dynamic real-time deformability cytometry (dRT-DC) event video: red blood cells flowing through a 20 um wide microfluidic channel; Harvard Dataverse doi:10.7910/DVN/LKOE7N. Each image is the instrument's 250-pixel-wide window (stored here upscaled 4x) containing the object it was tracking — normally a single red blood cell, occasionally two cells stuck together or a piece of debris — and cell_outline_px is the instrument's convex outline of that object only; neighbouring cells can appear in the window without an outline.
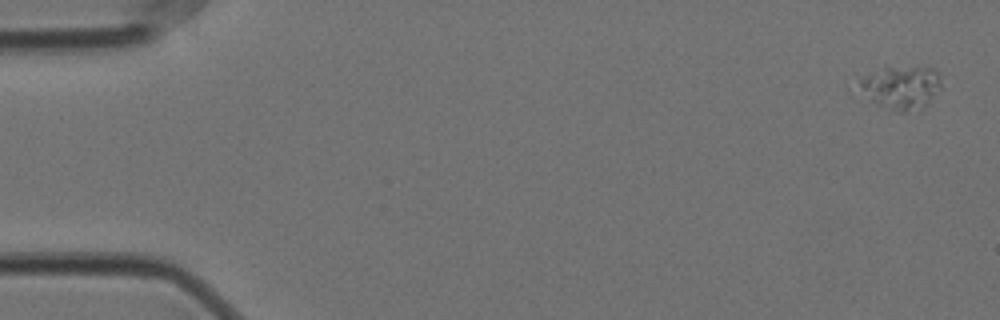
{"species": "Egyptian fruit bat (a non-hibernating species)", "species_latin": "Rousettus aegyptiacus", "temperature_condition": "cold", "stored_images_in_passage": 57, "camera_frame_rate_fps": 3000, "um_per_image_px": 0.085, "animal": {"sex": "female"}, "frame": {"image": 1, "passage_image": 1, "time_ms": 0.0, "image_size_px": [1000, 320], "cell_outline_px": [[940, 88], [924, 108], [904, 112], [896, 112], [872, 100], [856, 88], [860, 80], [884, 64], [932, 68], [940, 72]], "centroid_in_image_um": [76.6, 7.37], "position_along_channel_um": 8.4, "area_um2": 21.1}}
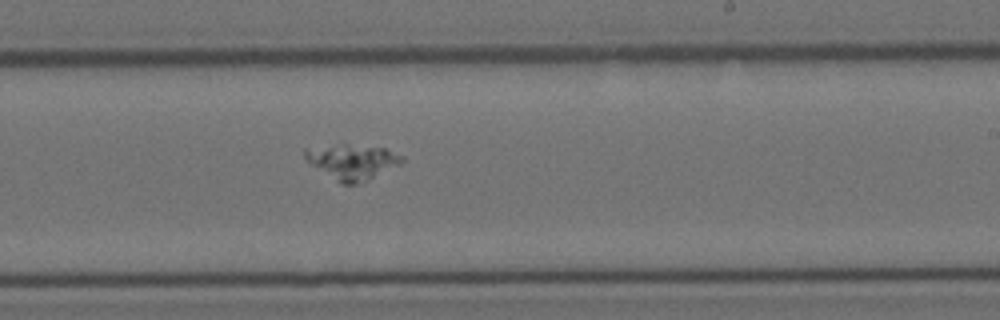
{"frame": {"image": 2, "passage_image": 34, "time_ms": 11.0, "image_size_px": [1000, 320], "cell_outline_px": [[404, 160], [400, 164], [368, 180], [356, 184], [344, 184], [336, 180], [304, 160], [304, 148], [344, 144], [384, 148], [400, 156]], "centroid_in_image_um": [29.89, 13.75], "position_along_channel_um": 259.1, "area_um2": 19.48}}
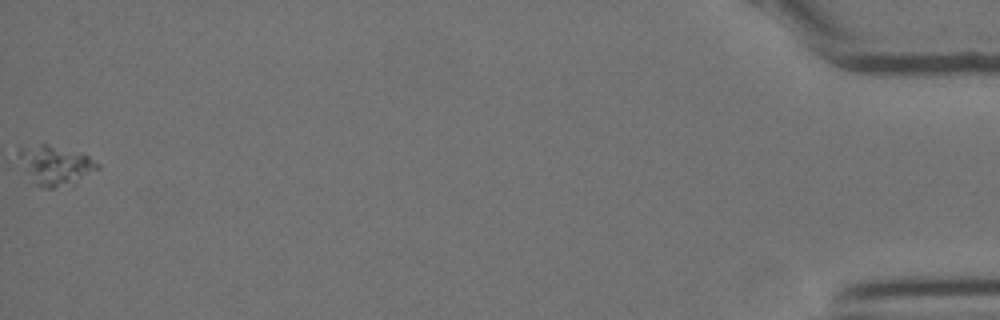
{"frame": {"image": 3, "passage_image": 57, "time_ms": 18.667, "image_size_px": [1000, 320], "cell_outline_px": [[100, 168], [72, 184], [52, 188], [44, 188], [36, 184], [12, 152], [20, 148], [44, 140], [80, 152], [88, 156], [100, 164]], "centroid_in_image_um": [4.65, 13.95], "position_along_channel_um": 430.6, "area_um2": 18.84}}